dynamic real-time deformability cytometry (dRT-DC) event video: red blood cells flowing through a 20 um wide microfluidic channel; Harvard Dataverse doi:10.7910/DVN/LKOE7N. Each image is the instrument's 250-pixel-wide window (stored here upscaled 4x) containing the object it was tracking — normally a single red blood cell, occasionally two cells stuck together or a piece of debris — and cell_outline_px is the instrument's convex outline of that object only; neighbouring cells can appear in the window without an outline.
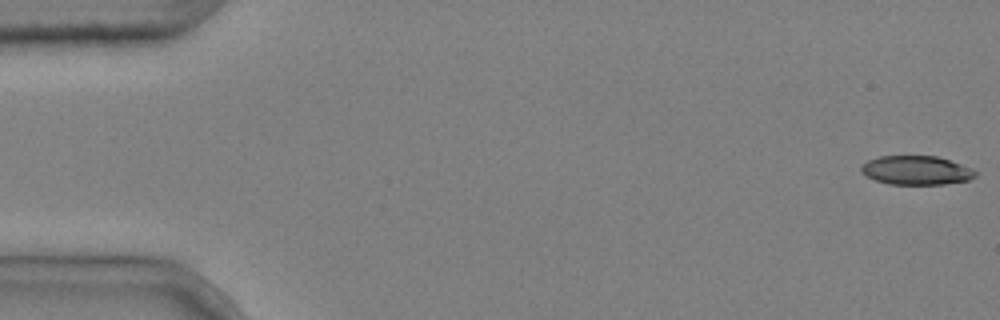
{"species": "common noctule bat (a hibernating species)", "species_latin": "Nyctalus noctula", "temperature_condition": "cold", "stored_images_in_passage": 5, "camera_frame_rate_fps": 3000, "um_per_image_px": 0.085, "animal": {"sex": "male", "body_mass_g": 20.4}, "frame": {"image": 1, "passage_image": 1, "time_ms": 0.0, "image_size_px": [1000, 320], "cell_outline_px": [[976, 176], [968, 180], [944, 184], [888, 184], [876, 180], [860, 172], [860, 168], [868, 160], [880, 156], [936, 156], [972, 168], [976, 172]], "centroid_in_image_um": [77.88, 14.48], "position_along_channel_um": 7.1, "area_um2": 19.07}}
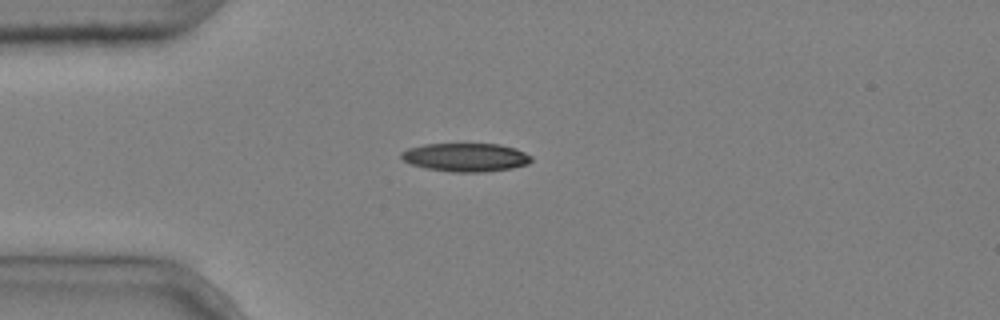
{"frame": {"image": 2, "passage_image": 4, "time_ms": 1.0, "image_size_px": [1000, 320], "cell_outline_px": [[532, 160], [528, 164], [512, 168], [484, 172], [452, 172], [424, 168], [412, 164], [404, 160], [400, 156], [400, 152], [408, 148], [424, 144], [500, 144], [516, 148], [532, 156]], "centroid_in_image_um": [39.59, 13.37], "position_along_channel_um": 45.4, "area_um2": 21.68}}